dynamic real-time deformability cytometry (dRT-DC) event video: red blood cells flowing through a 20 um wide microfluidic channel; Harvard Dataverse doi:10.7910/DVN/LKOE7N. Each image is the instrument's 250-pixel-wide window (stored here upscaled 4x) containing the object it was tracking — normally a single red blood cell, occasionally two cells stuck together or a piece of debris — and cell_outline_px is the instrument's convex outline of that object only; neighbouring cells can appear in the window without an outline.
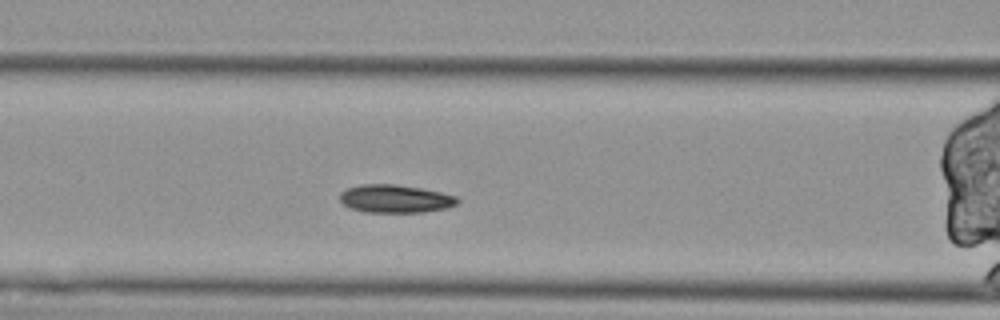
{"species": "Egyptian fruit bat (a non-hibernating species)", "species_latin": "Rousettus aegyptiacus", "temperature_condition": "cold", "stored_images_in_passage": 53, "segment_of_instrument_passage": [3, 3], "camera_frame_rate_fps": 3000, "um_per_image_px": 0.085, "animal": {"sex": "female"}, "frame": {"image": 1, "passage_image": 17, "time_ms": 5.333, "image_size_px": [1000, 320], "cell_outline_px": [[460, 200], [456, 204], [448, 208], [424, 212], [364, 212], [352, 208], [344, 204], [340, 200], [340, 192], [348, 188], [360, 184], [396, 184], [420, 188], [440, 192], [456, 196]], "centroid_in_image_um": [33.61, 16.89], "position_along_channel_um": 133.0, "area_um2": 19.19}}
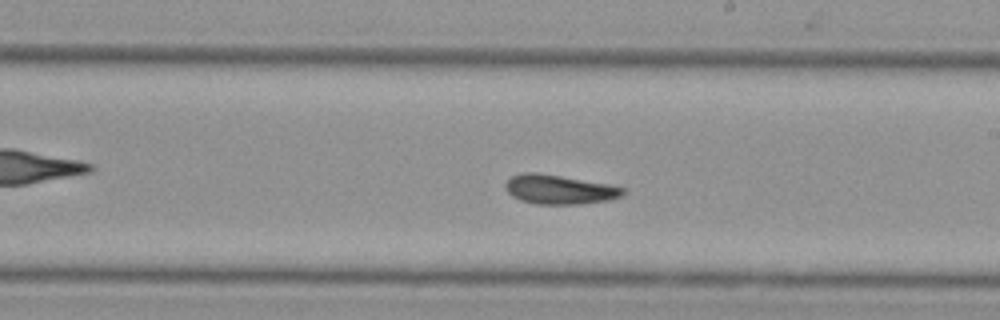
{"frame": {"image": 2, "passage_image": 27, "time_ms": 8.667, "image_size_px": [1000, 320], "cell_outline_px": [[628, 192], [624, 196], [608, 200], [580, 204], [536, 204], [520, 200], [512, 196], [504, 188], [504, 184], [512, 176], [520, 172], [536, 172], [612, 184], [624, 188]], "centroid_in_image_um": [47.58, 16.1], "position_along_channel_um": 241.4, "area_um2": 20.4}}
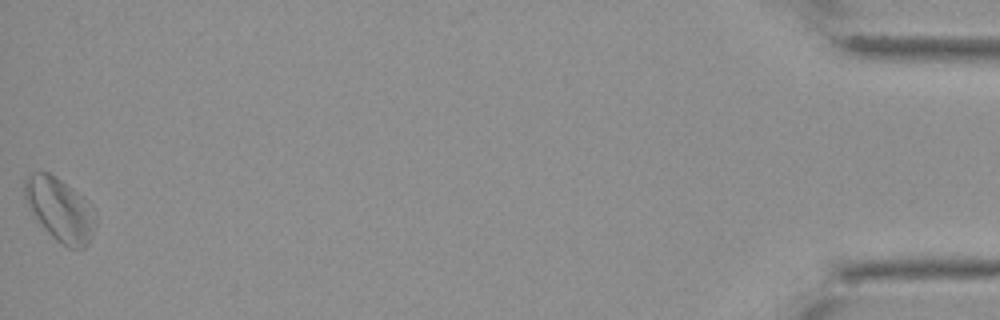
{"frame": {"image": 3, "passage_image": 53, "time_ms": 17.333, "image_size_px": [1000, 320], "cell_outline_px": [[96, 224], [92, 236], [88, 244], [84, 248], [68, 248], [56, 240], [40, 224], [28, 208], [24, 196], [24, 176], [28, 172], [48, 172], [56, 176], [84, 196], [88, 200], [96, 220]], "centroid_in_image_um": [5.07, 17.78], "position_along_channel_um": 430.1, "area_um2": 26.47}}